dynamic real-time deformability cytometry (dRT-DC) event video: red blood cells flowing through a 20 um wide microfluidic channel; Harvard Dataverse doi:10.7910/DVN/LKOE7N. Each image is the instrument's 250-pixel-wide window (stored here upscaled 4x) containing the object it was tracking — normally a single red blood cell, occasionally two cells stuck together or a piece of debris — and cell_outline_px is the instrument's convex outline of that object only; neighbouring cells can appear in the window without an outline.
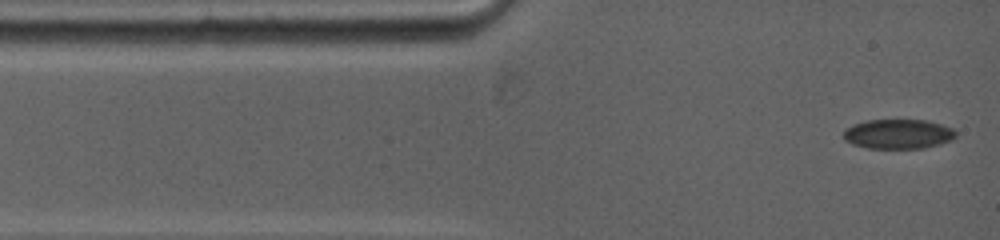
{"species": "common noctule bat (a hibernating species)", "species_latin": "Nyctalus noctula", "temperature_condition": "warm", "stored_images_in_passage": 13, "camera_frame_rate_fps": 5000, "um_per_image_px": 0.085, "animal": {"sex": "female", "body_mass_g": 19.0, "forearm_length_mm": 53.3}, "frame": {"image": 1, "passage_image": 1, "time_ms": 0.0, "image_size_px": [1000, 240], "cell_outline_px": [[956, 136], [952, 140], [940, 144], [924, 148], [868, 148], [852, 144], [844, 140], [844, 132], [848, 128], [856, 124], [872, 120], [924, 120], [952, 128], [956, 132]], "centroid_in_image_um": [76.37, 11.4], "position_along_channel_um": 8.6, "area_um2": 19.07}}
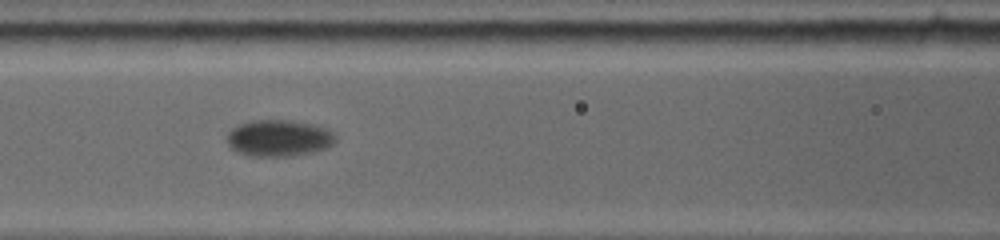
{"frame": {"image": 2, "passage_image": 8, "time_ms": 5.0, "image_size_px": [1000, 240], "cell_outline_px": [[336, 140], [328, 148], [296, 156], [252, 156], [236, 152], [228, 144], [228, 132], [236, 124], [252, 120], [288, 120], [316, 124], [332, 132], [336, 136]], "centroid_in_image_um": [23.7, 11.74], "position_along_channel_um": 142.9, "area_um2": 23.35}}
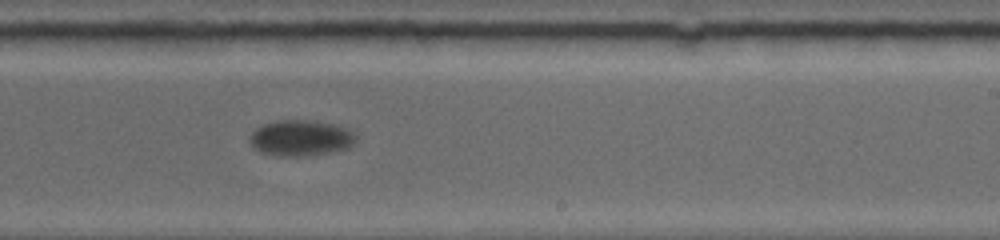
{"frame": {"image": 3, "passage_image": 13, "time_ms": 8.4, "image_size_px": [1000, 240], "cell_outline_px": [[356, 140], [348, 148], [332, 152], [308, 156], [276, 156], [260, 152], [252, 148], [248, 140], [248, 136], [256, 128], [264, 124], [276, 120], [316, 120], [348, 128], [356, 136]], "centroid_in_image_um": [25.52, 11.73], "position_along_channel_um": 263.5, "area_um2": 22.6}}